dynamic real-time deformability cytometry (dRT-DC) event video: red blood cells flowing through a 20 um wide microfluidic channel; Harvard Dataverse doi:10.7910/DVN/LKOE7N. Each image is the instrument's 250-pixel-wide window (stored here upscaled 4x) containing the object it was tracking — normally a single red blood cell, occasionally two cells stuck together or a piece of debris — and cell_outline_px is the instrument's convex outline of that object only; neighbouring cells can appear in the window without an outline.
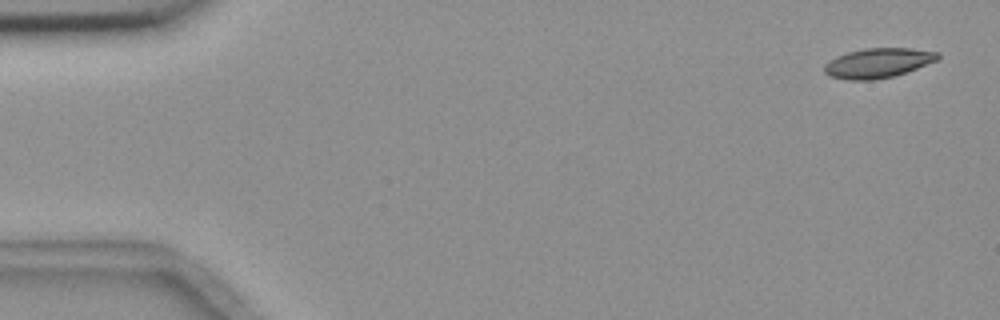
{"species": "common noctule bat (a hibernating species)", "species_latin": "Nyctalus noctula", "temperature_condition": "room temperature", "stored_images_in_passage": 4, "camera_frame_rate_fps": 3000, "um_per_image_px": 0.085, "animal": {"sex": "female", "body_mass_g": 18.4}, "frame": {"image": 1, "passage_image": 1, "time_ms": 0.0, "image_size_px": [1000, 320], "cell_outline_px": [[940, 56], [936, 60], [916, 68], [892, 76], [872, 80], [848, 80], [828, 76], [824, 72], [824, 64], [828, 60], [836, 56], [848, 52], [864, 48], [912, 48], [940, 52]], "centroid_in_image_um": [74.58, 5.34], "position_along_channel_um": 10.4, "area_um2": 19.59}}